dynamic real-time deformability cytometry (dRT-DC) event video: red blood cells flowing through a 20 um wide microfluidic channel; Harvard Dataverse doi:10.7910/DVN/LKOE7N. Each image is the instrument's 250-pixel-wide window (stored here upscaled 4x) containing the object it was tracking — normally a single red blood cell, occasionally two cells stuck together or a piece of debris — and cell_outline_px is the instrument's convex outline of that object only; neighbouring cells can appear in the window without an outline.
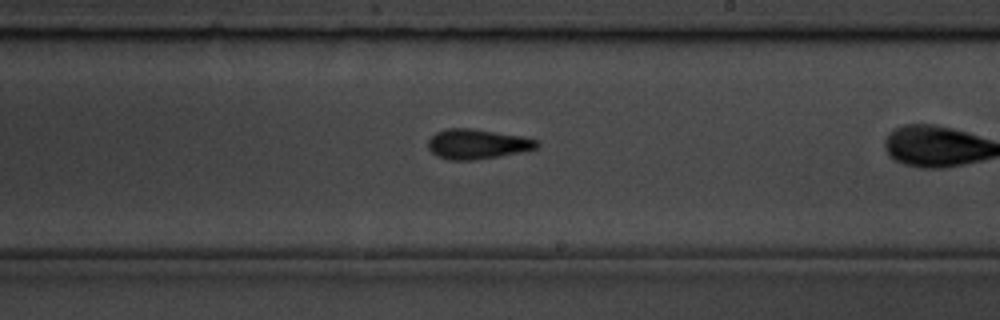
{"species": "common noctule bat (a hibernating species)", "species_latin": "Nyctalus noctula", "temperature_condition": "room temperature", "stored_images_in_passage": 33, "camera_frame_rate_fps": 3000, "um_per_image_px": 0.085, "animal": {"sex": "male", "body_mass_g": 19.5, "forearm_length_mm": 54.6}, "frame": {"image": 1, "passage_image": 24, "time_ms": 7.667, "image_size_px": [1000, 320], "cell_outline_px": [[540, 144], [536, 148], [500, 156], [472, 160], [448, 160], [436, 156], [428, 148], [428, 140], [436, 132], [444, 128], [472, 128], [520, 136], [540, 140]], "centroid_in_image_um": [40.53, 12.24], "position_along_channel_um": 248.5, "area_um2": 18.96}}